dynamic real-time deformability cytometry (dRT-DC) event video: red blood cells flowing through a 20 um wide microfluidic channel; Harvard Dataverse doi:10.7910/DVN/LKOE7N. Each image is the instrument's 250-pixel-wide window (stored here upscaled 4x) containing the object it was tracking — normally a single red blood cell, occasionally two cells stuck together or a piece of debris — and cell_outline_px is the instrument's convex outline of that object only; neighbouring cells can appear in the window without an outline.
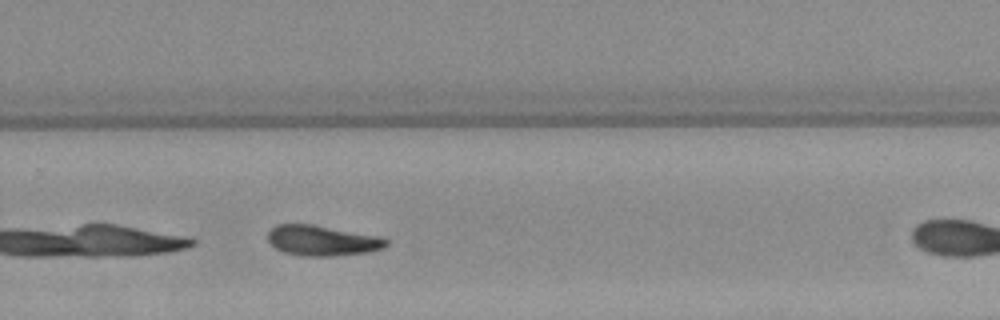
{"species": "Egyptian fruit bat (a non-hibernating species)", "species_latin": "Rousettus aegyptiacus", "temperature_condition": "warm", "stored_images_in_passage": 26, "camera_frame_rate_fps": 3000, "um_per_image_px": 0.085, "animal": {"sex": "female"}, "frame": {"image": 1, "passage_image": 19, "time_ms": 6.0, "image_size_px": [1000, 320], "cell_outline_px": [[388, 244], [384, 248], [368, 252], [328, 256], [300, 256], [284, 252], [276, 248], [268, 240], [268, 232], [276, 224], [312, 224], [376, 236], [388, 240]], "centroid_in_image_um": [27.35, 20.45], "position_along_channel_um": 302.4, "area_um2": 20.69}}